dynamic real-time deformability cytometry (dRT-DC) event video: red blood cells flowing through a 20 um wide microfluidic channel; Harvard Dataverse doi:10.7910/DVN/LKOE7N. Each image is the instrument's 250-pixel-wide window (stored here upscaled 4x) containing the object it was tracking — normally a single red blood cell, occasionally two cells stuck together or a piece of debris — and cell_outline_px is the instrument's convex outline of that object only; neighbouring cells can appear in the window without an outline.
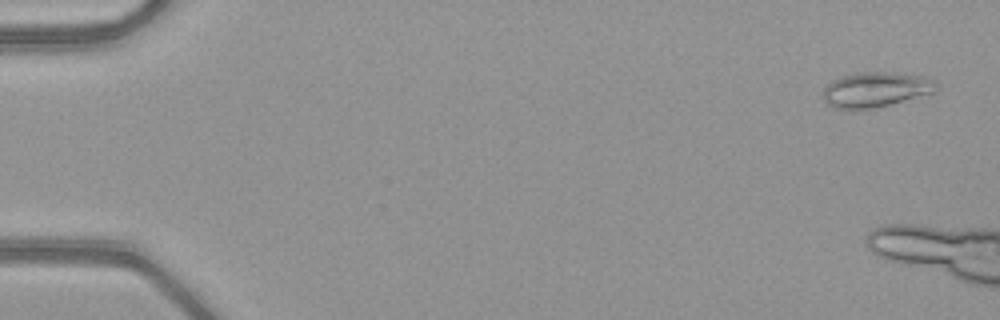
{"species": "common noctule bat (a hibernating species)", "species_latin": "Nyctalus noctula", "temperature_condition": "warm", "stored_images_in_passage": 5, "camera_frame_rate_fps": 3000, "um_per_image_px": 0.085, "animal": {"sex": "female", "body_mass_g": 21.9}, "frame": {"image": 1, "passage_image": 1, "time_ms": 0.0, "image_size_px": [1000, 320], "cell_outline_px": [[940, 88], [936, 92], [876, 108], [832, 108], [824, 100], [824, 88], [832, 80], [840, 76], [856, 72], [896, 72], [924, 76], [936, 80]], "centroid_in_image_um": [74.5, 7.59], "position_along_channel_um": 10.5, "area_um2": 23.41}}